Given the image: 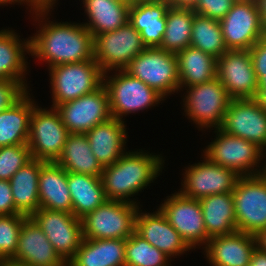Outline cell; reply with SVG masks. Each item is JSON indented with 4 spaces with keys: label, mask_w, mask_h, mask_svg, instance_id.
Here are the masks:
<instances>
[{
    "label": "cell",
    "mask_w": 266,
    "mask_h": 266,
    "mask_svg": "<svg viewBox=\"0 0 266 266\" xmlns=\"http://www.w3.org/2000/svg\"><path fill=\"white\" fill-rule=\"evenodd\" d=\"M32 11V12H31ZM39 29L30 38V55L48 68L94 60V37L82 23L49 21L51 9H31ZM46 17V18H45ZM44 20V21H43Z\"/></svg>",
    "instance_id": "cell-1"
},
{
    "label": "cell",
    "mask_w": 266,
    "mask_h": 266,
    "mask_svg": "<svg viewBox=\"0 0 266 266\" xmlns=\"http://www.w3.org/2000/svg\"><path fill=\"white\" fill-rule=\"evenodd\" d=\"M152 154L142 149L126 151L114 164L103 168L101 179L107 200L139 204L134 195L154 182L164 168L163 156Z\"/></svg>",
    "instance_id": "cell-2"
},
{
    "label": "cell",
    "mask_w": 266,
    "mask_h": 266,
    "mask_svg": "<svg viewBox=\"0 0 266 266\" xmlns=\"http://www.w3.org/2000/svg\"><path fill=\"white\" fill-rule=\"evenodd\" d=\"M113 73L110 76V71L103 74V85L108 93L112 118L125 122L123 116L157 106L166 100L156 90L125 70H115Z\"/></svg>",
    "instance_id": "cell-3"
},
{
    "label": "cell",
    "mask_w": 266,
    "mask_h": 266,
    "mask_svg": "<svg viewBox=\"0 0 266 266\" xmlns=\"http://www.w3.org/2000/svg\"><path fill=\"white\" fill-rule=\"evenodd\" d=\"M214 133L216 138L206 146L202 156L224 168L234 170L239 176L264 173L265 166L259 163L265 158V152L260 147L220 128L215 129Z\"/></svg>",
    "instance_id": "cell-4"
},
{
    "label": "cell",
    "mask_w": 266,
    "mask_h": 266,
    "mask_svg": "<svg viewBox=\"0 0 266 266\" xmlns=\"http://www.w3.org/2000/svg\"><path fill=\"white\" fill-rule=\"evenodd\" d=\"M124 70L164 98L180 92L176 54L159 47H146Z\"/></svg>",
    "instance_id": "cell-5"
},
{
    "label": "cell",
    "mask_w": 266,
    "mask_h": 266,
    "mask_svg": "<svg viewBox=\"0 0 266 266\" xmlns=\"http://www.w3.org/2000/svg\"><path fill=\"white\" fill-rule=\"evenodd\" d=\"M186 88L182 99L184 115L201 131L203 128H220L231 100L221 81L216 77L209 82Z\"/></svg>",
    "instance_id": "cell-6"
},
{
    "label": "cell",
    "mask_w": 266,
    "mask_h": 266,
    "mask_svg": "<svg viewBox=\"0 0 266 266\" xmlns=\"http://www.w3.org/2000/svg\"><path fill=\"white\" fill-rule=\"evenodd\" d=\"M52 107L75 100L103 84V72L95 60L61 64L48 68Z\"/></svg>",
    "instance_id": "cell-7"
},
{
    "label": "cell",
    "mask_w": 266,
    "mask_h": 266,
    "mask_svg": "<svg viewBox=\"0 0 266 266\" xmlns=\"http://www.w3.org/2000/svg\"><path fill=\"white\" fill-rule=\"evenodd\" d=\"M139 205L125 201L106 200L81 218L86 239H127L135 232Z\"/></svg>",
    "instance_id": "cell-8"
},
{
    "label": "cell",
    "mask_w": 266,
    "mask_h": 266,
    "mask_svg": "<svg viewBox=\"0 0 266 266\" xmlns=\"http://www.w3.org/2000/svg\"><path fill=\"white\" fill-rule=\"evenodd\" d=\"M50 109L37 104L30 117L27 144L31 157L43 162L58 161L70 134L59 112L53 107Z\"/></svg>",
    "instance_id": "cell-9"
},
{
    "label": "cell",
    "mask_w": 266,
    "mask_h": 266,
    "mask_svg": "<svg viewBox=\"0 0 266 266\" xmlns=\"http://www.w3.org/2000/svg\"><path fill=\"white\" fill-rule=\"evenodd\" d=\"M232 195L237 231L255 236L266 229V175L240 176Z\"/></svg>",
    "instance_id": "cell-10"
},
{
    "label": "cell",
    "mask_w": 266,
    "mask_h": 266,
    "mask_svg": "<svg viewBox=\"0 0 266 266\" xmlns=\"http://www.w3.org/2000/svg\"><path fill=\"white\" fill-rule=\"evenodd\" d=\"M146 48L140 33L127 22L94 37V60L103 73L124 70Z\"/></svg>",
    "instance_id": "cell-11"
},
{
    "label": "cell",
    "mask_w": 266,
    "mask_h": 266,
    "mask_svg": "<svg viewBox=\"0 0 266 266\" xmlns=\"http://www.w3.org/2000/svg\"><path fill=\"white\" fill-rule=\"evenodd\" d=\"M30 218L45 233L57 254L67 264L84 239L81 219L73 213L39 208Z\"/></svg>",
    "instance_id": "cell-12"
},
{
    "label": "cell",
    "mask_w": 266,
    "mask_h": 266,
    "mask_svg": "<svg viewBox=\"0 0 266 266\" xmlns=\"http://www.w3.org/2000/svg\"><path fill=\"white\" fill-rule=\"evenodd\" d=\"M159 209L191 249L206 246L210 237L206 232L199 200L176 191L167 196Z\"/></svg>",
    "instance_id": "cell-13"
},
{
    "label": "cell",
    "mask_w": 266,
    "mask_h": 266,
    "mask_svg": "<svg viewBox=\"0 0 266 266\" xmlns=\"http://www.w3.org/2000/svg\"><path fill=\"white\" fill-rule=\"evenodd\" d=\"M219 22L228 50H249L266 35L255 0H237Z\"/></svg>",
    "instance_id": "cell-14"
},
{
    "label": "cell",
    "mask_w": 266,
    "mask_h": 266,
    "mask_svg": "<svg viewBox=\"0 0 266 266\" xmlns=\"http://www.w3.org/2000/svg\"><path fill=\"white\" fill-rule=\"evenodd\" d=\"M202 162L185 167L182 188L183 196L201 199L209 195L232 193L240 177L234 170L224 168L203 157Z\"/></svg>",
    "instance_id": "cell-15"
},
{
    "label": "cell",
    "mask_w": 266,
    "mask_h": 266,
    "mask_svg": "<svg viewBox=\"0 0 266 266\" xmlns=\"http://www.w3.org/2000/svg\"><path fill=\"white\" fill-rule=\"evenodd\" d=\"M70 134H86L112 118L109 97L102 84L95 91L55 107Z\"/></svg>",
    "instance_id": "cell-16"
},
{
    "label": "cell",
    "mask_w": 266,
    "mask_h": 266,
    "mask_svg": "<svg viewBox=\"0 0 266 266\" xmlns=\"http://www.w3.org/2000/svg\"><path fill=\"white\" fill-rule=\"evenodd\" d=\"M216 77L231 99H254L258 79L249 50H227L217 59Z\"/></svg>",
    "instance_id": "cell-17"
},
{
    "label": "cell",
    "mask_w": 266,
    "mask_h": 266,
    "mask_svg": "<svg viewBox=\"0 0 266 266\" xmlns=\"http://www.w3.org/2000/svg\"><path fill=\"white\" fill-rule=\"evenodd\" d=\"M220 129L255 143L266 153V112L255 99H231Z\"/></svg>",
    "instance_id": "cell-18"
},
{
    "label": "cell",
    "mask_w": 266,
    "mask_h": 266,
    "mask_svg": "<svg viewBox=\"0 0 266 266\" xmlns=\"http://www.w3.org/2000/svg\"><path fill=\"white\" fill-rule=\"evenodd\" d=\"M135 232L170 258L191 250L159 208L153 213L138 209Z\"/></svg>",
    "instance_id": "cell-19"
},
{
    "label": "cell",
    "mask_w": 266,
    "mask_h": 266,
    "mask_svg": "<svg viewBox=\"0 0 266 266\" xmlns=\"http://www.w3.org/2000/svg\"><path fill=\"white\" fill-rule=\"evenodd\" d=\"M9 261L25 266H67L30 217L22 224L17 250Z\"/></svg>",
    "instance_id": "cell-20"
},
{
    "label": "cell",
    "mask_w": 266,
    "mask_h": 266,
    "mask_svg": "<svg viewBox=\"0 0 266 266\" xmlns=\"http://www.w3.org/2000/svg\"><path fill=\"white\" fill-rule=\"evenodd\" d=\"M256 247L254 235L235 231L210 238L203 250L211 266H248Z\"/></svg>",
    "instance_id": "cell-21"
},
{
    "label": "cell",
    "mask_w": 266,
    "mask_h": 266,
    "mask_svg": "<svg viewBox=\"0 0 266 266\" xmlns=\"http://www.w3.org/2000/svg\"><path fill=\"white\" fill-rule=\"evenodd\" d=\"M165 0H133L128 22L140 33L146 47H160L166 30Z\"/></svg>",
    "instance_id": "cell-22"
},
{
    "label": "cell",
    "mask_w": 266,
    "mask_h": 266,
    "mask_svg": "<svg viewBox=\"0 0 266 266\" xmlns=\"http://www.w3.org/2000/svg\"><path fill=\"white\" fill-rule=\"evenodd\" d=\"M127 135L125 122L116 118L98 124L86 133L92 153L103 168L114 164L126 152Z\"/></svg>",
    "instance_id": "cell-23"
},
{
    "label": "cell",
    "mask_w": 266,
    "mask_h": 266,
    "mask_svg": "<svg viewBox=\"0 0 266 266\" xmlns=\"http://www.w3.org/2000/svg\"><path fill=\"white\" fill-rule=\"evenodd\" d=\"M38 193L40 208L72 213L67 171L57 162H44L41 165Z\"/></svg>",
    "instance_id": "cell-24"
},
{
    "label": "cell",
    "mask_w": 266,
    "mask_h": 266,
    "mask_svg": "<svg viewBox=\"0 0 266 266\" xmlns=\"http://www.w3.org/2000/svg\"><path fill=\"white\" fill-rule=\"evenodd\" d=\"M126 239H86L67 266H125Z\"/></svg>",
    "instance_id": "cell-25"
},
{
    "label": "cell",
    "mask_w": 266,
    "mask_h": 266,
    "mask_svg": "<svg viewBox=\"0 0 266 266\" xmlns=\"http://www.w3.org/2000/svg\"><path fill=\"white\" fill-rule=\"evenodd\" d=\"M9 29L0 30V79L19 81L28 86L25 74L29 66L25 56L30 55V38L22 41L16 30Z\"/></svg>",
    "instance_id": "cell-26"
},
{
    "label": "cell",
    "mask_w": 266,
    "mask_h": 266,
    "mask_svg": "<svg viewBox=\"0 0 266 266\" xmlns=\"http://www.w3.org/2000/svg\"><path fill=\"white\" fill-rule=\"evenodd\" d=\"M87 21L82 24L95 37L116 30L129 20L130 5L113 0H82Z\"/></svg>",
    "instance_id": "cell-27"
},
{
    "label": "cell",
    "mask_w": 266,
    "mask_h": 266,
    "mask_svg": "<svg viewBox=\"0 0 266 266\" xmlns=\"http://www.w3.org/2000/svg\"><path fill=\"white\" fill-rule=\"evenodd\" d=\"M43 161L31 159L10 179L15 208L30 217L40 208L38 183Z\"/></svg>",
    "instance_id": "cell-28"
},
{
    "label": "cell",
    "mask_w": 266,
    "mask_h": 266,
    "mask_svg": "<svg viewBox=\"0 0 266 266\" xmlns=\"http://www.w3.org/2000/svg\"><path fill=\"white\" fill-rule=\"evenodd\" d=\"M207 235H228L237 231L232 193L209 195L199 199Z\"/></svg>",
    "instance_id": "cell-29"
},
{
    "label": "cell",
    "mask_w": 266,
    "mask_h": 266,
    "mask_svg": "<svg viewBox=\"0 0 266 266\" xmlns=\"http://www.w3.org/2000/svg\"><path fill=\"white\" fill-rule=\"evenodd\" d=\"M67 183L72 199V213L79 219L107 200L101 176L67 172Z\"/></svg>",
    "instance_id": "cell-30"
},
{
    "label": "cell",
    "mask_w": 266,
    "mask_h": 266,
    "mask_svg": "<svg viewBox=\"0 0 266 266\" xmlns=\"http://www.w3.org/2000/svg\"><path fill=\"white\" fill-rule=\"evenodd\" d=\"M179 86L185 87L209 82L216 78L217 59L192 46L176 53Z\"/></svg>",
    "instance_id": "cell-31"
},
{
    "label": "cell",
    "mask_w": 266,
    "mask_h": 266,
    "mask_svg": "<svg viewBox=\"0 0 266 266\" xmlns=\"http://www.w3.org/2000/svg\"><path fill=\"white\" fill-rule=\"evenodd\" d=\"M29 95L28 92L14 106L0 113V147L27 144L30 117L36 106Z\"/></svg>",
    "instance_id": "cell-32"
},
{
    "label": "cell",
    "mask_w": 266,
    "mask_h": 266,
    "mask_svg": "<svg viewBox=\"0 0 266 266\" xmlns=\"http://www.w3.org/2000/svg\"><path fill=\"white\" fill-rule=\"evenodd\" d=\"M57 163L67 172L101 176L103 167L92 153L86 134H69Z\"/></svg>",
    "instance_id": "cell-33"
},
{
    "label": "cell",
    "mask_w": 266,
    "mask_h": 266,
    "mask_svg": "<svg viewBox=\"0 0 266 266\" xmlns=\"http://www.w3.org/2000/svg\"><path fill=\"white\" fill-rule=\"evenodd\" d=\"M194 14L192 9L169 7L166 13V30L159 48L176 54L190 46Z\"/></svg>",
    "instance_id": "cell-34"
},
{
    "label": "cell",
    "mask_w": 266,
    "mask_h": 266,
    "mask_svg": "<svg viewBox=\"0 0 266 266\" xmlns=\"http://www.w3.org/2000/svg\"><path fill=\"white\" fill-rule=\"evenodd\" d=\"M191 31L190 46L200 49L216 59L228 50L218 20L195 13Z\"/></svg>",
    "instance_id": "cell-35"
},
{
    "label": "cell",
    "mask_w": 266,
    "mask_h": 266,
    "mask_svg": "<svg viewBox=\"0 0 266 266\" xmlns=\"http://www.w3.org/2000/svg\"><path fill=\"white\" fill-rule=\"evenodd\" d=\"M170 261V257L136 232L126 239L125 266H169Z\"/></svg>",
    "instance_id": "cell-36"
},
{
    "label": "cell",
    "mask_w": 266,
    "mask_h": 266,
    "mask_svg": "<svg viewBox=\"0 0 266 266\" xmlns=\"http://www.w3.org/2000/svg\"><path fill=\"white\" fill-rule=\"evenodd\" d=\"M28 218L21 213L0 215V261H9L15 255L22 224Z\"/></svg>",
    "instance_id": "cell-37"
},
{
    "label": "cell",
    "mask_w": 266,
    "mask_h": 266,
    "mask_svg": "<svg viewBox=\"0 0 266 266\" xmlns=\"http://www.w3.org/2000/svg\"><path fill=\"white\" fill-rule=\"evenodd\" d=\"M31 159L28 144L0 147V180L10 181L14 173Z\"/></svg>",
    "instance_id": "cell-38"
},
{
    "label": "cell",
    "mask_w": 266,
    "mask_h": 266,
    "mask_svg": "<svg viewBox=\"0 0 266 266\" xmlns=\"http://www.w3.org/2000/svg\"><path fill=\"white\" fill-rule=\"evenodd\" d=\"M23 82L0 79V113L14 106L30 89Z\"/></svg>",
    "instance_id": "cell-39"
},
{
    "label": "cell",
    "mask_w": 266,
    "mask_h": 266,
    "mask_svg": "<svg viewBox=\"0 0 266 266\" xmlns=\"http://www.w3.org/2000/svg\"><path fill=\"white\" fill-rule=\"evenodd\" d=\"M237 0H198L193 11L215 20H222Z\"/></svg>",
    "instance_id": "cell-40"
},
{
    "label": "cell",
    "mask_w": 266,
    "mask_h": 266,
    "mask_svg": "<svg viewBox=\"0 0 266 266\" xmlns=\"http://www.w3.org/2000/svg\"><path fill=\"white\" fill-rule=\"evenodd\" d=\"M258 86H266V35L260 38L250 49Z\"/></svg>",
    "instance_id": "cell-41"
},
{
    "label": "cell",
    "mask_w": 266,
    "mask_h": 266,
    "mask_svg": "<svg viewBox=\"0 0 266 266\" xmlns=\"http://www.w3.org/2000/svg\"><path fill=\"white\" fill-rule=\"evenodd\" d=\"M15 208L10 181L0 180V215L19 214Z\"/></svg>",
    "instance_id": "cell-42"
},
{
    "label": "cell",
    "mask_w": 266,
    "mask_h": 266,
    "mask_svg": "<svg viewBox=\"0 0 266 266\" xmlns=\"http://www.w3.org/2000/svg\"><path fill=\"white\" fill-rule=\"evenodd\" d=\"M23 5L26 4L31 9H54L58 0H19Z\"/></svg>",
    "instance_id": "cell-43"
},
{
    "label": "cell",
    "mask_w": 266,
    "mask_h": 266,
    "mask_svg": "<svg viewBox=\"0 0 266 266\" xmlns=\"http://www.w3.org/2000/svg\"><path fill=\"white\" fill-rule=\"evenodd\" d=\"M170 7L177 9H194L198 0H165Z\"/></svg>",
    "instance_id": "cell-44"
},
{
    "label": "cell",
    "mask_w": 266,
    "mask_h": 266,
    "mask_svg": "<svg viewBox=\"0 0 266 266\" xmlns=\"http://www.w3.org/2000/svg\"><path fill=\"white\" fill-rule=\"evenodd\" d=\"M248 266H266V252L256 247Z\"/></svg>",
    "instance_id": "cell-45"
},
{
    "label": "cell",
    "mask_w": 266,
    "mask_h": 266,
    "mask_svg": "<svg viewBox=\"0 0 266 266\" xmlns=\"http://www.w3.org/2000/svg\"><path fill=\"white\" fill-rule=\"evenodd\" d=\"M254 99L266 112V86H258V93Z\"/></svg>",
    "instance_id": "cell-46"
},
{
    "label": "cell",
    "mask_w": 266,
    "mask_h": 266,
    "mask_svg": "<svg viewBox=\"0 0 266 266\" xmlns=\"http://www.w3.org/2000/svg\"><path fill=\"white\" fill-rule=\"evenodd\" d=\"M255 1H256L258 10H259V15H260L262 25L266 32V0H255Z\"/></svg>",
    "instance_id": "cell-47"
},
{
    "label": "cell",
    "mask_w": 266,
    "mask_h": 266,
    "mask_svg": "<svg viewBox=\"0 0 266 266\" xmlns=\"http://www.w3.org/2000/svg\"><path fill=\"white\" fill-rule=\"evenodd\" d=\"M257 247L262 251L266 252V229L259 231L255 235Z\"/></svg>",
    "instance_id": "cell-48"
},
{
    "label": "cell",
    "mask_w": 266,
    "mask_h": 266,
    "mask_svg": "<svg viewBox=\"0 0 266 266\" xmlns=\"http://www.w3.org/2000/svg\"><path fill=\"white\" fill-rule=\"evenodd\" d=\"M0 266H25V265L18 264L13 261H0Z\"/></svg>",
    "instance_id": "cell-49"
},
{
    "label": "cell",
    "mask_w": 266,
    "mask_h": 266,
    "mask_svg": "<svg viewBox=\"0 0 266 266\" xmlns=\"http://www.w3.org/2000/svg\"><path fill=\"white\" fill-rule=\"evenodd\" d=\"M15 3H17V5L18 4H20L21 5V3H20V1L19 0H0V6H4V5H8V4H15Z\"/></svg>",
    "instance_id": "cell-50"
},
{
    "label": "cell",
    "mask_w": 266,
    "mask_h": 266,
    "mask_svg": "<svg viewBox=\"0 0 266 266\" xmlns=\"http://www.w3.org/2000/svg\"><path fill=\"white\" fill-rule=\"evenodd\" d=\"M113 1H116L119 3H126L128 5H131L133 0H113Z\"/></svg>",
    "instance_id": "cell-51"
},
{
    "label": "cell",
    "mask_w": 266,
    "mask_h": 266,
    "mask_svg": "<svg viewBox=\"0 0 266 266\" xmlns=\"http://www.w3.org/2000/svg\"><path fill=\"white\" fill-rule=\"evenodd\" d=\"M265 159H266V153H265ZM263 165L265 166L264 174L266 175V160L264 161V164Z\"/></svg>",
    "instance_id": "cell-52"
}]
</instances>
